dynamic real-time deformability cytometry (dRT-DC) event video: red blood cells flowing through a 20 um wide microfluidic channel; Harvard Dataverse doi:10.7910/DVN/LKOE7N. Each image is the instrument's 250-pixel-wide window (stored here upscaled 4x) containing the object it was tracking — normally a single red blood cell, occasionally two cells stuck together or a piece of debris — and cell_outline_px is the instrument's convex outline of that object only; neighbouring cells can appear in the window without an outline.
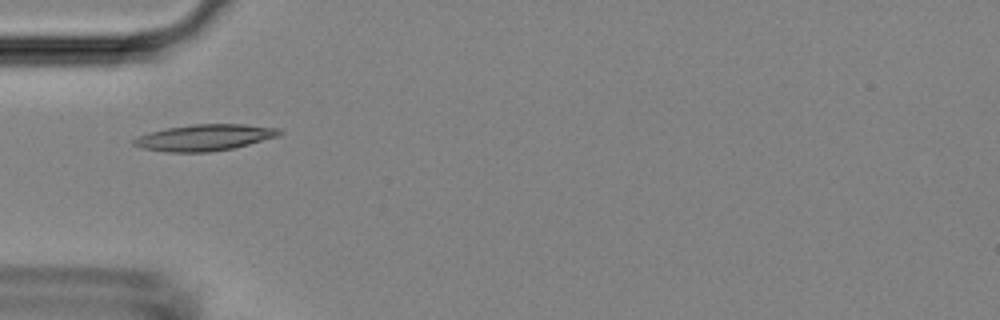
{"species": "Egyptian fruit bat (a non-hibernating species)", "species_latin": "Rousettus aegyptiacus", "temperature_condition": "room temperature", "stored_images_in_passage": 8, "camera_frame_rate_fps": 3000, "um_per_image_px": 0.085, "animal": {"sex": "female"}, "frame": {"image": 1, "passage_image": 5, "time_ms": 4.667, "image_size_px": [1000, 320], "cell_outline_px": [[284, 132], [280, 136], [232, 148], [208, 152], [168, 152], [140, 148], [132, 144], [132, 140], [148, 132], [168, 128], [192, 124], [244, 124], [280, 128]], "centroid_in_image_um": [17.41, 11.68], "position_along_channel_um": 67.6, "area_um2": 22.37}}
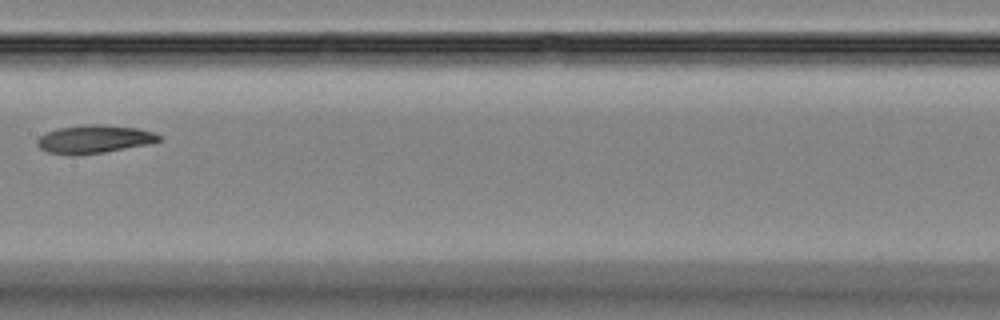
{"frame": {"image": 2, "passage_image": 8, "time_ms": 8.0, "image_size_px": [1000, 320], "cell_outline_px": [[160, 140], [148, 144], [104, 152], [76, 156], [68, 156], [48, 152], [40, 148], [36, 144], [36, 140], [40, 136], [48, 132], [60, 128], [88, 124], [100, 124], [136, 128], [152, 132], [160, 136]], "centroid_in_image_um": [7.95, 11.84], "position_along_channel_um": 199.4, "area_um2": 19.88}}